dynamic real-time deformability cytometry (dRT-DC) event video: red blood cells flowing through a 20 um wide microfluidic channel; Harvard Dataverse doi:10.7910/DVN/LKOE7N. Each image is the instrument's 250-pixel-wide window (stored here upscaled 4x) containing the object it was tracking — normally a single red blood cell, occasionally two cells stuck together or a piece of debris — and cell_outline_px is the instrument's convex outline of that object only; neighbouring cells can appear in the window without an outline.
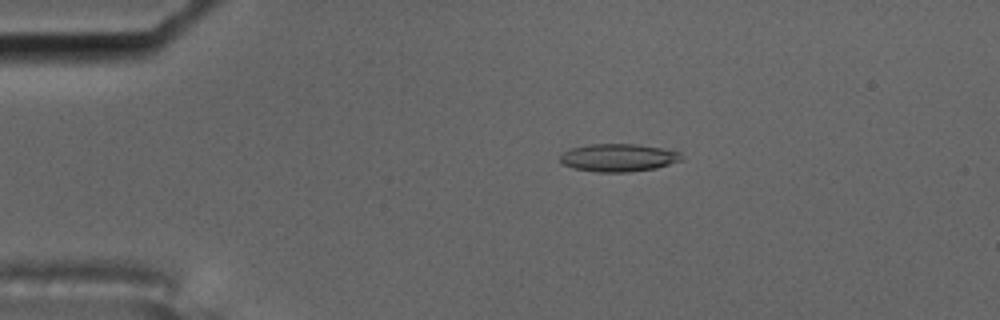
{"species": "common noctule bat (a hibernating species)", "species_latin": "Nyctalus noctula", "temperature_condition": "cold", "stored_images_in_passage": 4, "camera_frame_rate_fps": 3000, "um_per_image_px": 0.085, "animal": {"sex": "male", "body_mass_g": 17.5, "forearm_length_mm": 52.3}, "frame": {"image": 1, "passage_image": 3, "time_ms": 0.667, "image_size_px": [1000, 320], "cell_outline_px": [[684, 160], [656, 168], [628, 172], [600, 172], [572, 168], [560, 164], [560, 156], [564, 152], [572, 148], [588, 144], [636, 144], [660, 148], [680, 152], [684, 156]], "centroid_in_image_um": [52.57, 13.4], "position_along_channel_um": 32.4, "area_um2": 19.77}}